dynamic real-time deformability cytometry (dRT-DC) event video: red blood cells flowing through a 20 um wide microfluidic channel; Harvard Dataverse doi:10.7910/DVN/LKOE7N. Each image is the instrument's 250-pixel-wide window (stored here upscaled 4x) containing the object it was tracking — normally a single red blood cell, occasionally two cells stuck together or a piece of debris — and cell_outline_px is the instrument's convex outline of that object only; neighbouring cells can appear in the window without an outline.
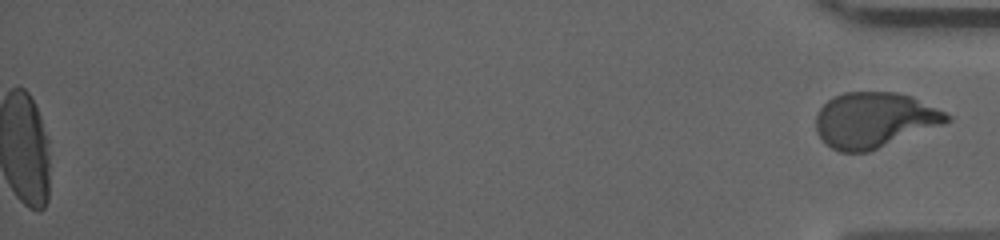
{"species": "human", "species_latin": "Homo sapiens", "temperature_condition": "cold", "stored_images_in_passage": 58, "segment_of_instrument_passage": [2, 2], "camera_frame_rate_fps": 3000, "um_per_image_px": 0.085, "donor": {"sex": "male"}, "frame": {"image": 1, "passage_image": 58, "time_ms": 19.0, "image_size_px": [1000, 240], "cell_outline_px": [[952, 120], [944, 124], [868, 152], [840, 152], [824, 144], [816, 132], [816, 116], [820, 108], [828, 100], [844, 92], [896, 92], [912, 96], [952, 116]], "centroid_in_image_um": [74.3, 10.21], "position_along_channel_um": 360.9, "area_um2": 42.25}}